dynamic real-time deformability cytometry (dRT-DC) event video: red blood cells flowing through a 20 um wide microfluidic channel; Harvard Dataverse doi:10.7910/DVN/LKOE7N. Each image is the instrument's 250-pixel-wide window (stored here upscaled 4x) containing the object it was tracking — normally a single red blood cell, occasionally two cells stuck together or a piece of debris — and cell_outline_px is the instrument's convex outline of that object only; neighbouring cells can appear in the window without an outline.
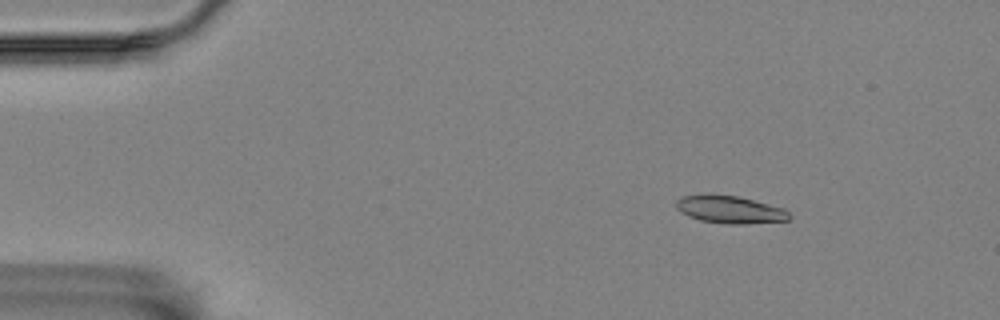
{"species": "Egyptian fruit bat (a non-hibernating species)", "species_latin": "Rousettus aegyptiacus", "temperature_condition": "room temperature", "stored_images_in_passage": 6, "camera_frame_rate_fps": 3000, "um_per_image_px": 0.085, "animal": {"sex": "female"}, "frame": {"image": 1, "passage_image": 2, "time_ms": 0.333, "image_size_px": [1000, 320], "cell_outline_px": [[792, 216], [788, 220], [748, 224], [728, 224], [700, 220], [688, 216], [680, 212], [676, 208], [676, 200], [680, 196], [736, 196], [784, 208]], "centroid_in_image_um": [62.06, 17.85], "position_along_channel_um": 22.9, "area_um2": 17.74}}
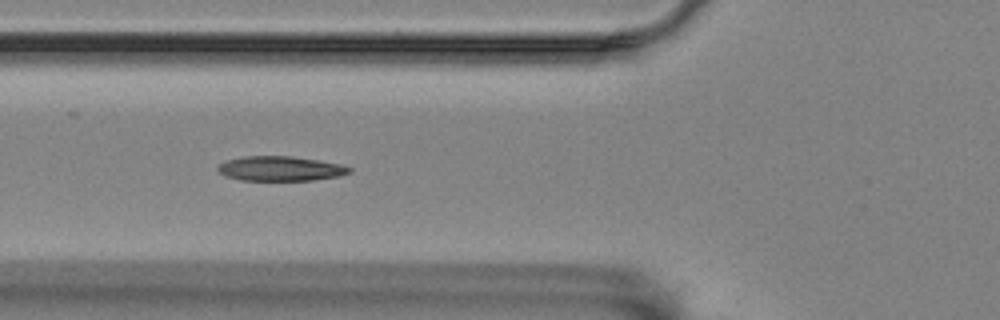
{"frame": {"image": 2, "passage_image": 5, "time_ms": 1.333, "image_size_px": [1000, 320], "cell_outline_px": [[352, 172], [340, 176], [312, 180], [240, 180], [224, 176], [216, 168], [220, 164], [228, 160], [244, 156], [292, 156], [340, 164], [352, 168]], "centroid_in_image_um": [23.84, 14.33], "position_along_channel_um": 102.0, "area_um2": 18.84}}
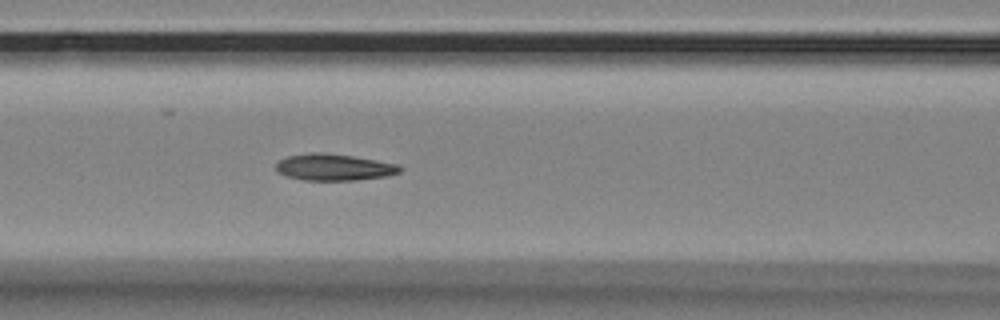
{"frame": {"image": 3, "passage_image": 6, "time_ms": 1.667, "image_size_px": [1000, 320], "cell_outline_px": [[404, 168], [400, 172], [384, 176], [356, 180], [304, 180], [288, 176], [276, 172], [276, 164], [280, 160], [288, 156], [312, 152], [324, 152], [352, 156], [400, 164]], "centroid_in_image_um": [28.41, 14.21], "position_along_channel_um": 138.2, "area_um2": 19.19}}